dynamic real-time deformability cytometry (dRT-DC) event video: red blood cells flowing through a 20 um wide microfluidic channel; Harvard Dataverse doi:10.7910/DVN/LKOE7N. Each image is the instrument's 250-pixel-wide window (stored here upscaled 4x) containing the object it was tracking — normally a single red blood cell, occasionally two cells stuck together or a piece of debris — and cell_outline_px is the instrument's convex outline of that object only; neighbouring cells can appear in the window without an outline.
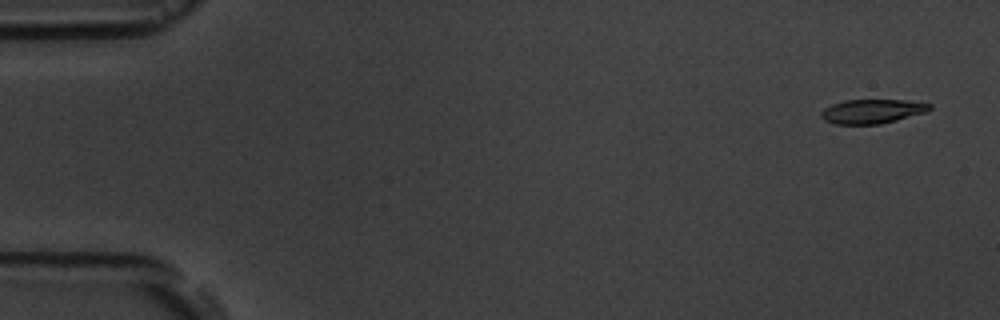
{"species": "common noctule bat (a hibernating species)", "species_latin": "Nyctalus noctula", "temperature_condition": "room temperature", "stored_images_in_passage": 6, "segment_of_instrument_passage": [2, 2], "camera_frame_rate_fps": 3000, "um_per_image_px": 0.085, "animal": {"sex": "male", "body_mass_g": 19.5, "forearm_length_mm": 54.6}, "frame": {"image": 1, "passage_image": 6, "time_ms": 6.667, "image_size_px": [1000, 320], "cell_outline_px": [[932, 108], [928, 112], [880, 124], [836, 124], [824, 120], [820, 116], [820, 112], [824, 108], [832, 104], [844, 100], [908, 100], [932, 104]], "centroid_in_image_um": [74.15, 9.46], "position_along_channel_um": 10.9, "area_um2": 15.43}}